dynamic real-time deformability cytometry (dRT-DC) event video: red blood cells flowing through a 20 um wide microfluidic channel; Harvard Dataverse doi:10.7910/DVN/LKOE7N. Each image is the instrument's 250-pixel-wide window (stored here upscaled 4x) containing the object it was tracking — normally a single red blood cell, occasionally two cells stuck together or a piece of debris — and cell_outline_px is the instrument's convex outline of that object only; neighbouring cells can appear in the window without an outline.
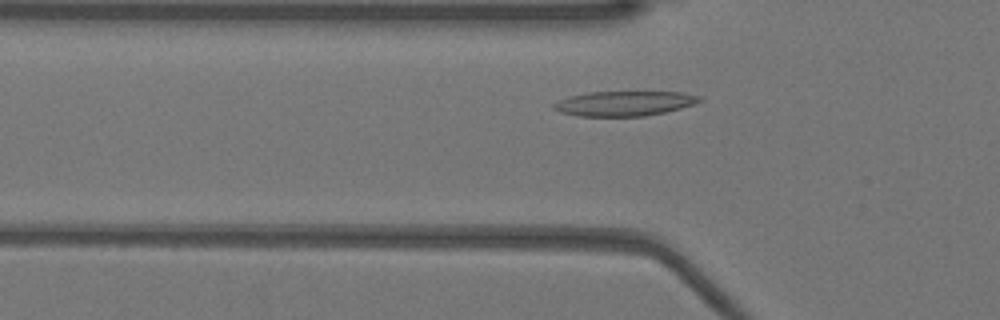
{"species": "Egyptian fruit bat (a non-hibernating species)", "species_latin": "Rousettus aegyptiacus", "temperature_condition": "warm", "stored_images_in_passage": 39, "camera_frame_rate_fps": 3000, "um_per_image_px": 0.085, "animal": {"sex": "female"}, "frame": {"image": 1, "passage_image": 9, "time_ms": 2.667, "image_size_px": [1000, 320], "cell_outline_px": [[704, 100], [680, 108], [664, 112], [644, 116], [576, 116], [560, 112], [552, 108], [552, 104], [568, 96], [588, 92], [684, 92], [704, 96]], "centroid_in_image_um": [53.07, 8.79], "position_along_channel_um": 72.7, "area_um2": 21.21}}
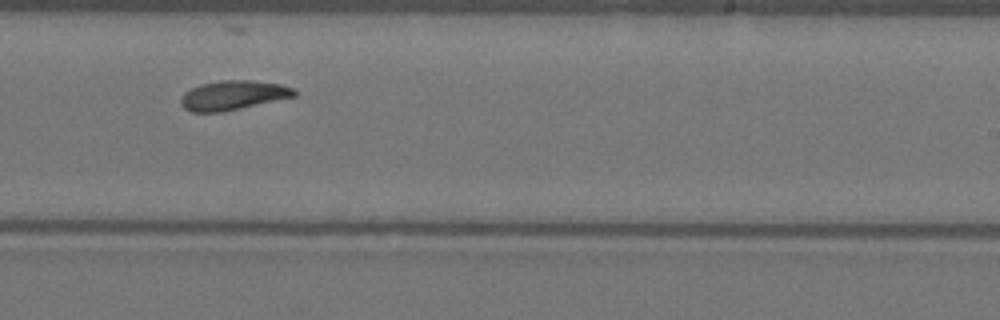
{"frame": {"image": 2, "passage_image": 24, "time_ms": 7.667, "image_size_px": [1000, 320], "cell_outline_px": [[296, 96], [220, 112], [192, 112], [184, 108], [180, 104], [180, 100], [184, 92], [200, 84], [220, 80], [248, 80], [280, 84], [292, 88], [296, 92]], "centroid_in_image_um": [19.76, 8.09], "position_along_channel_um": 269.2, "area_um2": 19.19}}
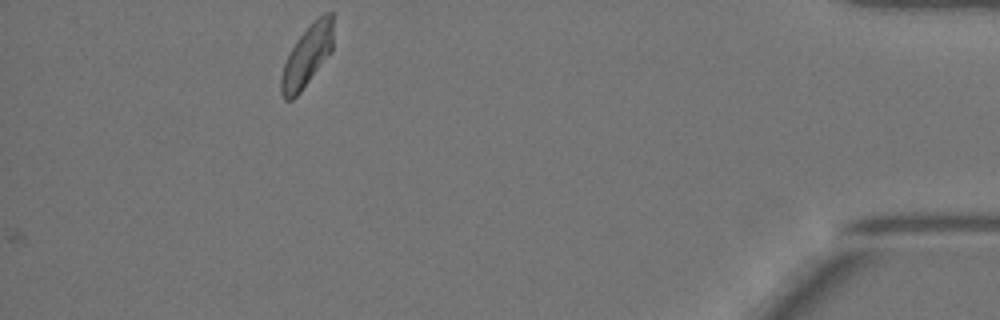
{"frame": {"image": 3, "passage_image": 39, "time_ms": 12.667, "image_size_px": [1000, 320], "cell_outline_px": [[332, 52], [300, 92], [292, 100], [284, 100], [280, 92], [280, 76], [284, 64], [296, 40], [312, 20], [316, 16], [324, 12], [332, 12]], "centroid_in_image_um": [26.09, 4.74], "position_along_channel_um": 409.1, "area_um2": 18.73}}